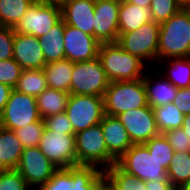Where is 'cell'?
I'll list each match as a JSON object with an SVG mask.
<instances>
[{"mask_svg": "<svg viewBox=\"0 0 190 190\" xmlns=\"http://www.w3.org/2000/svg\"><path fill=\"white\" fill-rule=\"evenodd\" d=\"M128 132L133 144H144L159 135L153 109L147 105L125 111L117 116Z\"/></svg>", "mask_w": 190, "mask_h": 190, "instance_id": "13", "label": "cell"}, {"mask_svg": "<svg viewBox=\"0 0 190 190\" xmlns=\"http://www.w3.org/2000/svg\"><path fill=\"white\" fill-rule=\"evenodd\" d=\"M164 135L174 151L190 153V139L182 128L166 131Z\"/></svg>", "mask_w": 190, "mask_h": 190, "instance_id": "39", "label": "cell"}, {"mask_svg": "<svg viewBox=\"0 0 190 190\" xmlns=\"http://www.w3.org/2000/svg\"><path fill=\"white\" fill-rule=\"evenodd\" d=\"M100 45L101 43L93 35H89L78 28L65 24V59L77 63L98 58Z\"/></svg>", "mask_w": 190, "mask_h": 190, "instance_id": "14", "label": "cell"}, {"mask_svg": "<svg viewBox=\"0 0 190 190\" xmlns=\"http://www.w3.org/2000/svg\"><path fill=\"white\" fill-rule=\"evenodd\" d=\"M175 190H190V181L187 183H184L182 185H179L175 188Z\"/></svg>", "mask_w": 190, "mask_h": 190, "instance_id": "48", "label": "cell"}, {"mask_svg": "<svg viewBox=\"0 0 190 190\" xmlns=\"http://www.w3.org/2000/svg\"><path fill=\"white\" fill-rule=\"evenodd\" d=\"M116 164L125 172L143 181H169L167 170L150 155L144 144H133Z\"/></svg>", "mask_w": 190, "mask_h": 190, "instance_id": "5", "label": "cell"}, {"mask_svg": "<svg viewBox=\"0 0 190 190\" xmlns=\"http://www.w3.org/2000/svg\"><path fill=\"white\" fill-rule=\"evenodd\" d=\"M98 59L110 82L135 81L144 76V61L123 50L117 42L101 43Z\"/></svg>", "mask_w": 190, "mask_h": 190, "instance_id": "2", "label": "cell"}, {"mask_svg": "<svg viewBox=\"0 0 190 190\" xmlns=\"http://www.w3.org/2000/svg\"><path fill=\"white\" fill-rule=\"evenodd\" d=\"M156 126L160 134L166 131L182 128L184 115L173 103L152 108Z\"/></svg>", "mask_w": 190, "mask_h": 190, "instance_id": "26", "label": "cell"}, {"mask_svg": "<svg viewBox=\"0 0 190 190\" xmlns=\"http://www.w3.org/2000/svg\"><path fill=\"white\" fill-rule=\"evenodd\" d=\"M48 88L43 69L22 70L20 78L15 86L17 92L39 96Z\"/></svg>", "mask_w": 190, "mask_h": 190, "instance_id": "28", "label": "cell"}, {"mask_svg": "<svg viewBox=\"0 0 190 190\" xmlns=\"http://www.w3.org/2000/svg\"><path fill=\"white\" fill-rule=\"evenodd\" d=\"M64 31L65 23L61 20L49 32L39 37L46 64L65 59Z\"/></svg>", "mask_w": 190, "mask_h": 190, "instance_id": "23", "label": "cell"}, {"mask_svg": "<svg viewBox=\"0 0 190 190\" xmlns=\"http://www.w3.org/2000/svg\"><path fill=\"white\" fill-rule=\"evenodd\" d=\"M110 81L98 58L73 65L70 94L104 97Z\"/></svg>", "mask_w": 190, "mask_h": 190, "instance_id": "6", "label": "cell"}, {"mask_svg": "<svg viewBox=\"0 0 190 190\" xmlns=\"http://www.w3.org/2000/svg\"><path fill=\"white\" fill-rule=\"evenodd\" d=\"M125 1L141 7H150V4L152 2V0H125Z\"/></svg>", "mask_w": 190, "mask_h": 190, "instance_id": "46", "label": "cell"}, {"mask_svg": "<svg viewBox=\"0 0 190 190\" xmlns=\"http://www.w3.org/2000/svg\"><path fill=\"white\" fill-rule=\"evenodd\" d=\"M76 166H95L102 171L116 164V159L108 152L100 124L75 134Z\"/></svg>", "mask_w": 190, "mask_h": 190, "instance_id": "3", "label": "cell"}, {"mask_svg": "<svg viewBox=\"0 0 190 190\" xmlns=\"http://www.w3.org/2000/svg\"><path fill=\"white\" fill-rule=\"evenodd\" d=\"M190 57V11L184 6L160 24L158 60Z\"/></svg>", "mask_w": 190, "mask_h": 190, "instance_id": "1", "label": "cell"}, {"mask_svg": "<svg viewBox=\"0 0 190 190\" xmlns=\"http://www.w3.org/2000/svg\"><path fill=\"white\" fill-rule=\"evenodd\" d=\"M185 7L190 11V2Z\"/></svg>", "mask_w": 190, "mask_h": 190, "instance_id": "51", "label": "cell"}, {"mask_svg": "<svg viewBox=\"0 0 190 190\" xmlns=\"http://www.w3.org/2000/svg\"><path fill=\"white\" fill-rule=\"evenodd\" d=\"M108 152L118 160L133 145L117 116L105 114L100 122Z\"/></svg>", "mask_w": 190, "mask_h": 190, "instance_id": "18", "label": "cell"}, {"mask_svg": "<svg viewBox=\"0 0 190 190\" xmlns=\"http://www.w3.org/2000/svg\"><path fill=\"white\" fill-rule=\"evenodd\" d=\"M153 78L146 77V75L143 76L142 80L146 89V95H147V101L148 105L151 108L173 103V100L175 99L178 88L172 84L169 80L160 79L152 80ZM155 82V83H154Z\"/></svg>", "mask_w": 190, "mask_h": 190, "instance_id": "20", "label": "cell"}, {"mask_svg": "<svg viewBox=\"0 0 190 190\" xmlns=\"http://www.w3.org/2000/svg\"><path fill=\"white\" fill-rule=\"evenodd\" d=\"M144 145L149 150L150 155L160 163L166 170L169 168L170 161L173 157L174 150L164 134L152 137Z\"/></svg>", "mask_w": 190, "mask_h": 190, "instance_id": "32", "label": "cell"}, {"mask_svg": "<svg viewBox=\"0 0 190 190\" xmlns=\"http://www.w3.org/2000/svg\"><path fill=\"white\" fill-rule=\"evenodd\" d=\"M104 175L118 190H147L145 181L123 171L117 164L106 169Z\"/></svg>", "mask_w": 190, "mask_h": 190, "instance_id": "30", "label": "cell"}, {"mask_svg": "<svg viewBox=\"0 0 190 190\" xmlns=\"http://www.w3.org/2000/svg\"><path fill=\"white\" fill-rule=\"evenodd\" d=\"M13 59L22 70L43 69L46 65L39 38L29 34L15 32Z\"/></svg>", "mask_w": 190, "mask_h": 190, "instance_id": "16", "label": "cell"}, {"mask_svg": "<svg viewBox=\"0 0 190 190\" xmlns=\"http://www.w3.org/2000/svg\"><path fill=\"white\" fill-rule=\"evenodd\" d=\"M173 104L183 115L190 114V87L178 88Z\"/></svg>", "mask_w": 190, "mask_h": 190, "instance_id": "41", "label": "cell"}, {"mask_svg": "<svg viewBox=\"0 0 190 190\" xmlns=\"http://www.w3.org/2000/svg\"><path fill=\"white\" fill-rule=\"evenodd\" d=\"M16 170L21 174L31 190L36 187L34 190H38L53 176L57 168L37 146L23 149Z\"/></svg>", "mask_w": 190, "mask_h": 190, "instance_id": "12", "label": "cell"}, {"mask_svg": "<svg viewBox=\"0 0 190 190\" xmlns=\"http://www.w3.org/2000/svg\"><path fill=\"white\" fill-rule=\"evenodd\" d=\"M45 128L50 131H59L63 134H75L72 124L65 112L44 118Z\"/></svg>", "mask_w": 190, "mask_h": 190, "instance_id": "38", "label": "cell"}, {"mask_svg": "<svg viewBox=\"0 0 190 190\" xmlns=\"http://www.w3.org/2000/svg\"><path fill=\"white\" fill-rule=\"evenodd\" d=\"M72 186L71 167L60 168L38 190H70Z\"/></svg>", "mask_w": 190, "mask_h": 190, "instance_id": "35", "label": "cell"}, {"mask_svg": "<svg viewBox=\"0 0 190 190\" xmlns=\"http://www.w3.org/2000/svg\"><path fill=\"white\" fill-rule=\"evenodd\" d=\"M184 6L187 5L190 0H179Z\"/></svg>", "mask_w": 190, "mask_h": 190, "instance_id": "49", "label": "cell"}, {"mask_svg": "<svg viewBox=\"0 0 190 190\" xmlns=\"http://www.w3.org/2000/svg\"><path fill=\"white\" fill-rule=\"evenodd\" d=\"M23 149L14 131L0 127V168L16 169Z\"/></svg>", "mask_w": 190, "mask_h": 190, "instance_id": "21", "label": "cell"}, {"mask_svg": "<svg viewBox=\"0 0 190 190\" xmlns=\"http://www.w3.org/2000/svg\"><path fill=\"white\" fill-rule=\"evenodd\" d=\"M148 21H153L150 7H141L125 0H120L118 29L119 33L137 30Z\"/></svg>", "mask_w": 190, "mask_h": 190, "instance_id": "19", "label": "cell"}, {"mask_svg": "<svg viewBox=\"0 0 190 190\" xmlns=\"http://www.w3.org/2000/svg\"><path fill=\"white\" fill-rule=\"evenodd\" d=\"M36 0H0V26L14 28Z\"/></svg>", "mask_w": 190, "mask_h": 190, "instance_id": "27", "label": "cell"}, {"mask_svg": "<svg viewBox=\"0 0 190 190\" xmlns=\"http://www.w3.org/2000/svg\"><path fill=\"white\" fill-rule=\"evenodd\" d=\"M73 65L68 59L47 63L43 72L48 87L70 93Z\"/></svg>", "mask_w": 190, "mask_h": 190, "instance_id": "22", "label": "cell"}, {"mask_svg": "<svg viewBox=\"0 0 190 190\" xmlns=\"http://www.w3.org/2000/svg\"><path fill=\"white\" fill-rule=\"evenodd\" d=\"M120 0H98L94 8V37L100 43L117 42Z\"/></svg>", "mask_w": 190, "mask_h": 190, "instance_id": "15", "label": "cell"}, {"mask_svg": "<svg viewBox=\"0 0 190 190\" xmlns=\"http://www.w3.org/2000/svg\"><path fill=\"white\" fill-rule=\"evenodd\" d=\"M14 39L13 28L0 26V61L13 58Z\"/></svg>", "mask_w": 190, "mask_h": 190, "instance_id": "40", "label": "cell"}, {"mask_svg": "<svg viewBox=\"0 0 190 190\" xmlns=\"http://www.w3.org/2000/svg\"><path fill=\"white\" fill-rule=\"evenodd\" d=\"M97 190H118L114 184L104 176L97 185Z\"/></svg>", "mask_w": 190, "mask_h": 190, "instance_id": "44", "label": "cell"}, {"mask_svg": "<svg viewBox=\"0 0 190 190\" xmlns=\"http://www.w3.org/2000/svg\"><path fill=\"white\" fill-rule=\"evenodd\" d=\"M182 129L190 139V114L184 115Z\"/></svg>", "mask_w": 190, "mask_h": 190, "instance_id": "45", "label": "cell"}, {"mask_svg": "<svg viewBox=\"0 0 190 190\" xmlns=\"http://www.w3.org/2000/svg\"><path fill=\"white\" fill-rule=\"evenodd\" d=\"M24 178L16 169H7L3 172L0 181V190H30Z\"/></svg>", "mask_w": 190, "mask_h": 190, "instance_id": "37", "label": "cell"}, {"mask_svg": "<svg viewBox=\"0 0 190 190\" xmlns=\"http://www.w3.org/2000/svg\"><path fill=\"white\" fill-rule=\"evenodd\" d=\"M104 176V171L95 166L71 167L73 186L70 190H97V185Z\"/></svg>", "mask_w": 190, "mask_h": 190, "instance_id": "25", "label": "cell"}, {"mask_svg": "<svg viewBox=\"0 0 190 190\" xmlns=\"http://www.w3.org/2000/svg\"><path fill=\"white\" fill-rule=\"evenodd\" d=\"M70 93L48 87L36 97L39 115L42 119L65 112Z\"/></svg>", "mask_w": 190, "mask_h": 190, "instance_id": "24", "label": "cell"}, {"mask_svg": "<svg viewBox=\"0 0 190 190\" xmlns=\"http://www.w3.org/2000/svg\"><path fill=\"white\" fill-rule=\"evenodd\" d=\"M45 129L44 119L33 122L22 128L14 130L17 138L20 140L23 148H32L39 146V142Z\"/></svg>", "mask_w": 190, "mask_h": 190, "instance_id": "33", "label": "cell"}, {"mask_svg": "<svg viewBox=\"0 0 190 190\" xmlns=\"http://www.w3.org/2000/svg\"><path fill=\"white\" fill-rule=\"evenodd\" d=\"M103 98L104 113L111 116L148 105L142 78L135 81L110 82Z\"/></svg>", "mask_w": 190, "mask_h": 190, "instance_id": "4", "label": "cell"}, {"mask_svg": "<svg viewBox=\"0 0 190 190\" xmlns=\"http://www.w3.org/2000/svg\"><path fill=\"white\" fill-rule=\"evenodd\" d=\"M169 65L166 79L177 88L190 87V57L171 58Z\"/></svg>", "mask_w": 190, "mask_h": 190, "instance_id": "31", "label": "cell"}, {"mask_svg": "<svg viewBox=\"0 0 190 190\" xmlns=\"http://www.w3.org/2000/svg\"><path fill=\"white\" fill-rule=\"evenodd\" d=\"M62 20L61 6L35 1L13 28L16 33L41 37Z\"/></svg>", "mask_w": 190, "mask_h": 190, "instance_id": "10", "label": "cell"}, {"mask_svg": "<svg viewBox=\"0 0 190 190\" xmlns=\"http://www.w3.org/2000/svg\"><path fill=\"white\" fill-rule=\"evenodd\" d=\"M94 8L93 0H67L61 5L62 20L65 24L94 36Z\"/></svg>", "mask_w": 190, "mask_h": 190, "instance_id": "17", "label": "cell"}, {"mask_svg": "<svg viewBox=\"0 0 190 190\" xmlns=\"http://www.w3.org/2000/svg\"><path fill=\"white\" fill-rule=\"evenodd\" d=\"M147 190H175L170 181H145Z\"/></svg>", "mask_w": 190, "mask_h": 190, "instance_id": "42", "label": "cell"}, {"mask_svg": "<svg viewBox=\"0 0 190 190\" xmlns=\"http://www.w3.org/2000/svg\"><path fill=\"white\" fill-rule=\"evenodd\" d=\"M38 147L57 169L76 166L75 134L45 128Z\"/></svg>", "mask_w": 190, "mask_h": 190, "instance_id": "11", "label": "cell"}, {"mask_svg": "<svg viewBox=\"0 0 190 190\" xmlns=\"http://www.w3.org/2000/svg\"><path fill=\"white\" fill-rule=\"evenodd\" d=\"M41 119L36 97L13 89L0 115V125L14 131Z\"/></svg>", "mask_w": 190, "mask_h": 190, "instance_id": "9", "label": "cell"}, {"mask_svg": "<svg viewBox=\"0 0 190 190\" xmlns=\"http://www.w3.org/2000/svg\"><path fill=\"white\" fill-rule=\"evenodd\" d=\"M46 4L58 5L61 6L67 0H37Z\"/></svg>", "mask_w": 190, "mask_h": 190, "instance_id": "47", "label": "cell"}, {"mask_svg": "<svg viewBox=\"0 0 190 190\" xmlns=\"http://www.w3.org/2000/svg\"><path fill=\"white\" fill-rule=\"evenodd\" d=\"M159 29V23L148 21L135 31L119 33L117 43L143 61L154 60L158 58Z\"/></svg>", "mask_w": 190, "mask_h": 190, "instance_id": "8", "label": "cell"}, {"mask_svg": "<svg viewBox=\"0 0 190 190\" xmlns=\"http://www.w3.org/2000/svg\"><path fill=\"white\" fill-rule=\"evenodd\" d=\"M13 90L10 86L0 83V115L9 99L10 93Z\"/></svg>", "mask_w": 190, "mask_h": 190, "instance_id": "43", "label": "cell"}, {"mask_svg": "<svg viewBox=\"0 0 190 190\" xmlns=\"http://www.w3.org/2000/svg\"><path fill=\"white\" fill-rule=\"evenodd\" d=\"M184 5L179 0H152L150 10L153 21L161 24L178 12Z\"/></svg>", "mask_w": 190, "mask_h": 190, "instance_id": "34", "label": "cell"}, {"mask_svg": "<svg viewBox=\"0 0 190 190\" xmlns=\"http://www.w3.org/2000/svg\"><path fill=\"white\" fill-rule=\"evenodd\" d=\"M6 169H4V168H0V181H1V178H2V174H3V172L5 171Z\"/></svg>", "mask_w": 190, "mask_h": 190, "instance_id": "50", "label": "cell"}, {"mask_svg": "<svg viewBox=\"0 0 190 190\" xmlns=\"http://www.w3.org/2000/svg\"><path fill=\"white\" fill-rule=\"evenodd\" d=\"M22 72L21 66L12 58L0 61V83L15 88Z\"/></svg>", "mask_w": 190, "mask_h": 190, "instance_id": "36", "label": "cell"}, {"mask_svg": "<svg viewBox=\"0 0 190 190\" xmlns=\"http://www.w3.org/2000/svg\"><path fill=\"white\" fill-rule=\"evenodd\" d=\"M167 177L175 188L190 181V153L174 151Z\"/></svg>", "mask_w": 190, "mask_h": 190, "instance_id": "29", "label": "cell"}, {"mask_svg": "<svg viewBox=\"0 0 190 190\" xmlns=\"http://www.w3.org/2000/svg\"><path fill=\"white\" fill-rule=\"evenodd\" d=\"M65 113L74 133L100 124L104 113V98L93 95L70 94Z\"/></svg>", "mask_w": 190, "mask_h": 190, "instance_id": "7", "label": "cell"}]
</instances>
